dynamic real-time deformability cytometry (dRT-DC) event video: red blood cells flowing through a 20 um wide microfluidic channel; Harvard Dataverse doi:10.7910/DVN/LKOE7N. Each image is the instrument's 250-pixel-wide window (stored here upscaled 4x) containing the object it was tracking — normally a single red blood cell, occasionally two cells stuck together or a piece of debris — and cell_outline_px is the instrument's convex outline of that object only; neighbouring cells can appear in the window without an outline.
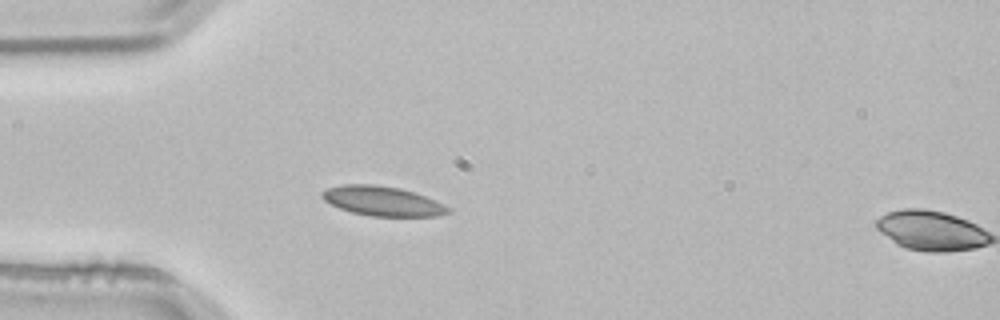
{"species": "common noctule bat (a hibernating species)", "species_latin": "Nyctalus noctula", "temperature_condition": "room temperature", "stored_images_in_passage": 4, "segment_of_instrument_passage": [1, 2], "camera_frame_rate_fps": 3000, "um_per_image_px": 0.085, "animal": {"sex": "male", "body_mass_g": 21.5, "forearm_length_mm": 52.0}, "frame": {"image": 1, "passage_image": 3, "time_ms": 0.667, "image_size_px": [1000, 320], "cell_outline_px": [[452, 212], [440, 216], [372, 216], [352, 212], [340, 208], [324, 200], [320, 196], [320, 192], [328, 188], [344, 184], [372, 184], [400, 188], [424, 196], [452, 208]], "centroid_in_image_um": [32.52, 17.09], "position_along_channel_um": 52.5, "area_um2": 21.62}}